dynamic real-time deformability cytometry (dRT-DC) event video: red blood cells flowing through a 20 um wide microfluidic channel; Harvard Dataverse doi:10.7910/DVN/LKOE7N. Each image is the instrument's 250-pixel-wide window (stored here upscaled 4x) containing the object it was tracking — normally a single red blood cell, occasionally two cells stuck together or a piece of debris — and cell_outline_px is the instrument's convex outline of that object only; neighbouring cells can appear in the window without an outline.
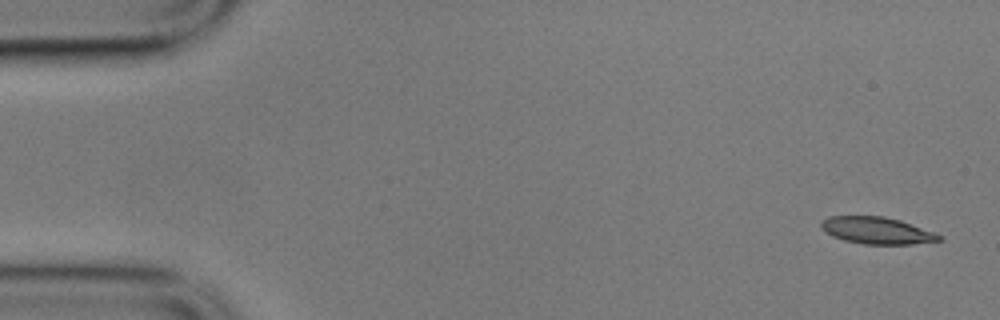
{"species": "common noctule bat (a hibernating species)", "species_latin": "Nyctalus noctula", "temperature_condition": "cold", "stored_images_in_passage": 5, "camera_frame_rate_fps": 3000, "um_per_image_px": 0.085, "animal": {"sex": "male", "body_mass_g": 17.9}, "frame": {"image": 1, "passage_image": 1, "time_ms": 0.0, "image_size_px": [1000, 320], "cell_outline_px": [[944, 240], [912, 244], [864, 244], [844, 240], [832, 236], [824, 232], [820, 228], [820, 224], [828, 216], [884, 216], [900, 220], [936, 232], [944, 236]], "centroid_in_image_um": [74.57, 19.59], "position_along_channel_um": 10.4, "area_um2": 18.73}}
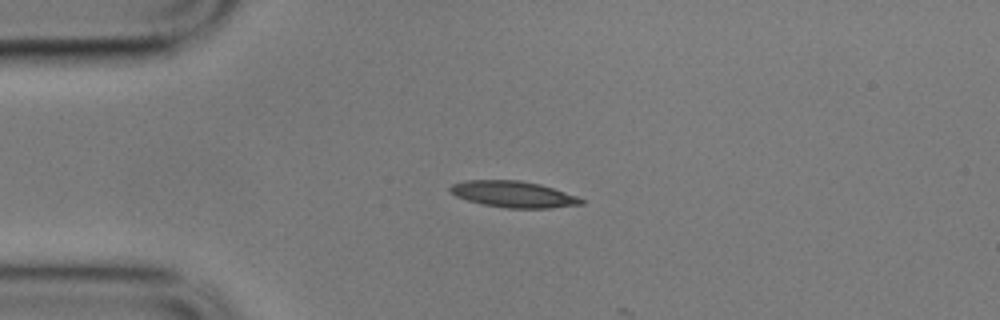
{"frame": {"image": 2, "passage_image": 4, "time_ms": 1.0, "image_size_px": [1000, 320], "cell_outline_px": [[584, 204], [552, 208], [504, 208], [484, 204], [468, 200], [456, 196], [448, 188], [452, 184], [464, 180], [520, 180], [540, 184], [576, 196], [584, 200]], "centroid_in_image_um": [43.64, 16.51], "position_along_channel_um": 41.4, "area_um2": 20.0}}